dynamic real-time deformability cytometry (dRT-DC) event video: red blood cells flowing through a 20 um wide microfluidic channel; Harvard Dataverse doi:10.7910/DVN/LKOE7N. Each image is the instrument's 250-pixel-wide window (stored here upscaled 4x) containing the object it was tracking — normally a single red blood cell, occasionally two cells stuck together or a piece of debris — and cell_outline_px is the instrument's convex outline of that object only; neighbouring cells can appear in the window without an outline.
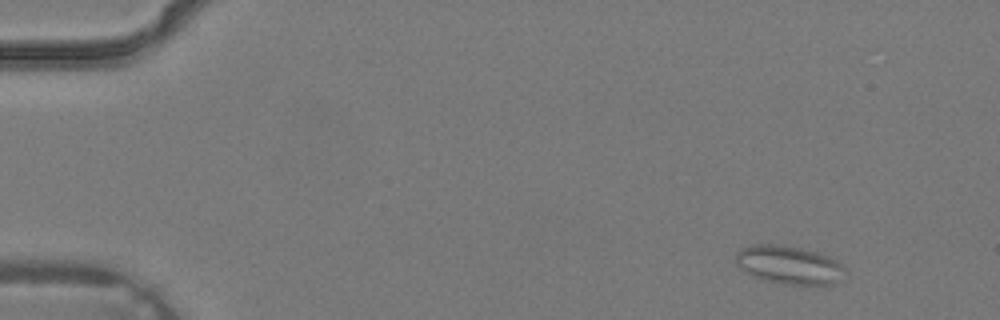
{"species": "common noctule bat (a hibernating species)", "species_latin": "Nyctalus noctula", "temperature_condition": "warm", "stored_images_in_passage": 4, "camera_frame_rate_fps": 3000, "um_per_image_px": 0.085, "animal": {"sex": "male", "body_mass_g": 19.2, "forearm_length_mm": 51.8}, "frame": {"image": 1, "passage_image": 1, "time_ms": 0.0, "image_size_px": [1000, 320], "cell_outline_px": [[844, 268], [840, 280], [832, 284], [784, 284], [764, 280], [752, 276], [744, 272], [736, 264], [736, 252], [740, 248], [752, 244], [776, 244], [800, 248], [816, 252], [828, 256], [836, 260]], "centroid_in_image_um": [67.0, 22.51], "position_along_channel_um": 18.0, "area_um2": 24.28}}